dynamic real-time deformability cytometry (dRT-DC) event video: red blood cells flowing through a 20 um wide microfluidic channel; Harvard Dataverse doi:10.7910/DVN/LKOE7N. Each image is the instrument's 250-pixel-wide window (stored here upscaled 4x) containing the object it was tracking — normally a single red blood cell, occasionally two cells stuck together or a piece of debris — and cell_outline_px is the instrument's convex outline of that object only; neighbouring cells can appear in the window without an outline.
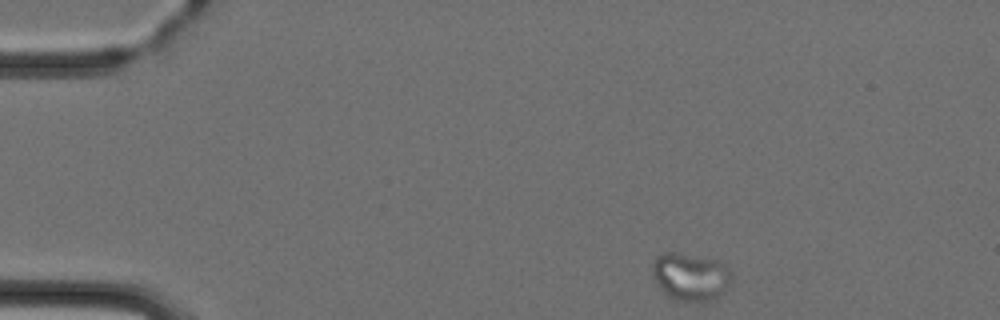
{"species": "Egyptian fruit bat (a non-hibernating species)", "species_latin": "Rousettus aegyptiacus", "temperature_condition": "cold", "stored_images_in_passage": 3, "camera_frame_rate_fps": 3000, "um_per_image_px": 0.085, "animal": {"sex": "female"}, "frame": {"image": 1, "passage_image": 1, "time_ms": 0.0, "image_size_px": [1000, 320], "cell_outline_px": [[732, 280], [728, 288], [720, 296], [712, 300], [700, 304], [696, 304], [672, 300], [656, 284], [652, 276], [652, 264], [656, 256], [660, 252], [672, 252], [720, 260], [732, 272]], "centroid_in_image_um": [58.7, 23.56], "position_along_channel_um": 26.3, "area_um2": 22.95}}
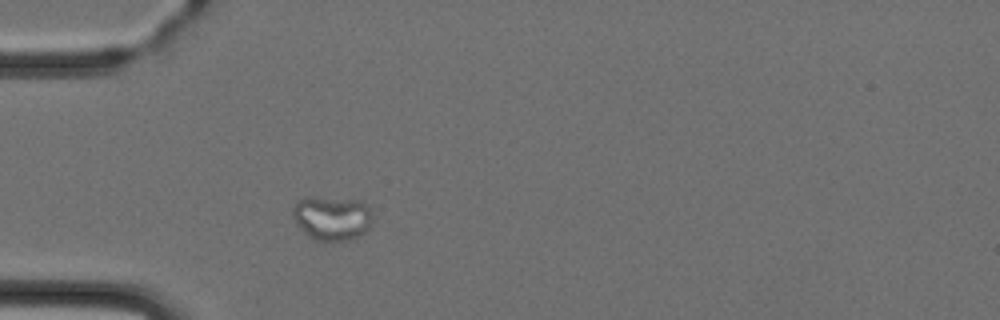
{"frame": {"image": 2, "passage_image": 3, "time_ms": 2.333, "image_size_px": [1000, 320], "cell_outline_px": [[372, 220], [368, 228], [360, 236], [352, 240], [332, 244], [312, 240], [296, 224], [292, 212], [292, 208], [296, 200], [308, 196], [312, 196], [356, 200], [364, 204], [368, 208], [372, 216]], "centroid_in_image_um": [28.17, 18.58], "position_along_channel_um": 56.8, "area_um2": 21.27}}